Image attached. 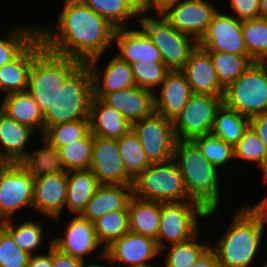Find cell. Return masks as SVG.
Returning <instances> with one entry per match:
<instances>
[{
    "label": "cell",
    "mask_w": 267,
    "mask_h": 267,
    "mask_svg": "<svg viewBox=\"0 0 267 267\" xmlns=\"http://www.w3.org/2000/svg\"><path fill=\"white\" fill-rule=\"evenodd\" d=\"M62 4L54 25H39V36L46 49L87 63L95 57L104 56L107 49L115 46L116 27L106 18L82 0H64Z\"/></svg>",
    "instance_id": "1"
},
{
    "label": "cell",
    "mask_w": 267,
    "mask_h": 267,
    "mask_svg": "<svg viewBox=\"0 0 267 267\" xmlns=\"http://www.w3.org/2000/svg\"><path fill=\"white\" fill-rule=\"evenodd\" d=\"M234 212L226 231L210 244V249L221 267H253L259 260L266 228L244 204ZM264 262L261 267L266 266L267 259Z\"/></svg>",
    "instance_id": "2"
},
{
    "label": "cell",
    "mask_w": 267,
    "mask_h": 267,
    "mask_svg": "<svg viewBox=\"0 0 267 267\" xmlns=\"http://www.w3.org/2000/svg\"><path fill=\"white\" fill-rule=\"evenodd\" d=\"M173 160L177 163L189 196L207 210L222 204V169L210 163L191 140H177Z\"/></svg>",
    "instance_id": "3"
},
{
    "label": "cell",
    "mask_w": 267,
    "mask_h": 267,
    "mask_svg": "<svg viewBox=\"0 0 267 267\" xmlns=\"http://www.w3.org/2000/svg\"><path fill=\"white\" fill-rule=\"evenodd\" d=\"M93 93L92 72L82 63L57 92L54 104L43 114L44 131L60 123L89 120Z\"/></svg>",
    "instance_id": "4"
},
{
    "label": "cell",
    "mask_w": 267,
    "mask_h": 267,
    "mask_svg": "<svg viewBox=\"0 0 267 267\" xmlns=\"http://www.w3.org/2000/svg\"><path fill=\"white\" fill-rule=\"evenodd\" d=\"M81 64L76 59L60 56L46 48L35 57L29 71L27 92L42 114L54 104L60 87Z\"/></svg>",
    "instance_id": "5"
},
{
    "label": "cell",
    "mask_w": 267,
    "mask_h": 267,
    "mask_svg": "<svg viewBox=\"0 0 267 267\" xmlns=\"http://www.w3.org/2000/svg\"><path fill=\"white\" fill-rule=\"evenodd\" d=\"M219 209L207 210L198 201L161 202V218L156 239L159 250L194 237L201 230L202 219L208 220L214 213L217 215Z\"/></svg>",
    "instance_id": "6"
},
{
    "label": "cell",
    "mask_w": 267,
    "mask_h": 267,
    "mask_svg": "<svg viewBox=\"0 0 267 267\" xmlns=\"http://www.w3.org/2000/svg\"><path fill=\"white\" fill-rule=\"evenodd\" d=\"M150 12L142 10L137 25L159 49L166 67L170 71H181L191 53L198 47V42L190 35L176 30L158 11H152V14Z\"/></svg>",
    "instance_id": "7"
},
{
    "label": "cell",
    "mask_w": 267,
    "mask_h": 267,
    "mask_svg": "<svg viewBox=\"0 0 267 267\" xmlns=\"http://www.w3.org/2000/svg\"><path fill=\"white\" fill-rule=\"evenodd\" d=\"M133 193L136 198L155 202L195 201L189 196L173 159L152 163L134 180Z\"/></svg>",
    "instance_id": "8"
},
{
    "label": "cell",
    "mask_w": 267,
    "mask_h": 267,
    "mask_svg": "<svg viewBox=\"0 0 267 267\" xmlns=\"http://www.w3.org/2000/svg\"><path fill=\"white\" fill-rule=\"evenodd\" d=\"M223 103L249 118L267 113V62H253L225 88Z\"/></svg>",
    "instance_id": "9"
},
{
    "label": "cell",
    "mask_w": 267,
    "mask_h": 267,
    "mask_svg": "<svg viewBox=\"0 0 267 267\" xmlns=\"http://www.w3.org/2000/svg\"><path fill=\"white\" fill-rule=\"evenodd\" d=\"M34 177L20 164L0 167V222L16 218L25 209L33 211Z\"/></svg>",
    "instance_id": "10"
},
{
    "label": "cell",
    "mask_w": 267,
    "mask_h": 267,
    "mask_svg": "<svg viewBox=\"0 0 267 267\" xmlns=\"http://www.w3.org/2000/svg\"><path fill=\"white\" fill-rule=\"evenodd\" d=\"M223 104V96L193 94L184 109L171 120L177 140L210 134Z\"/></svg>",
    "instance_id": "11"
},
{
    "label": "cell",
    "mask_w": 267,
    "mask_h": 267,
    "mask_svg": "<svg viewBox=\"0 0 267 267\" xmlns=\"http://www.w3.org/2000/svg\"><path fill=\"white\" fill-rule=\"evenodd\" d=\"M214 4L212 0H173L157 11L176 30L199 42L220 8Z\"/></svg>",
    "instance_id": "12"
},
{
    "label": "cell",
    "mask_w": 267,
    "mask_h": 267,
    "mask_svg": "<svg viewBox=\"0 0 267 267\" xmlns=\"http://www.w3.org/2000/svg\"><path fill=\"white\" fill-rule=\"evenodd\" d=\"M151 163L173 159L177 138L171 120L154 112L151 116L132 124Z\"/></svg>",
    "instance_id": "13"
},
{
    "label": "cell",
    "mask_w": 267,
    "mask_h": 267,
    "mask_svg": "<svg viewBox=\"0 0 267 267\" xmlns=\"http://www.w3.org/2000/svg\"><path fill=\"white\" fill-rule=\"evenodd\" d=\"M68 219L63 222L62 226L65 225V227L64 231L61 230V235L60 232L59 235L55 233L53 245L61 252L85 262L97 254L98 256H105V249L97 239L94 223L80 215H69Z\"/></svg>",
    "instance_id": "14"
},
{
    "label": "cell",
    "mask_w": 267,
    "mask_h": 267,
    "mask_svg": "<svg viewBox=\"0 0 267 267\" xmlns=\"http://www.w3.org/2000/svg\"><path fill=\"white\" fill-rule=\"evenodd\" d=\"M198 46L207 52L248 55L242 35V21L219 9Z\"/></svg>",
    "instance_id": "15"
},
{
    "label": "cell",
    "mask_w": 267,
    "mask_h": 267,
    "mask_svg": "<svg viewBox=\"0 0 267 267\" xmlns=\"http://www.w3.org/2000/svg\"><path fill=\"white\" fill-rule=\"evenodd\" d=\"M89 169L97 177L100 185L133 186L134 184L120 156L118 139L94 136Z\"/></svg>",
    "instance_id": "16"
},
{
    "label": "cell",
    "mask_w": 267,
    "mask_h": 267,
    "mask_svg": "<svg viewBox=\"0 0 267 267\" xmlns=\"http://www.w3.org/2000/svg\"><path fill=\"white\" fill-rule=\"evenodd\" d=\"M105 256L107 262L104 263L113 267L115 264L118 267H121V264L123 267L146 265L155 263L157 257L161 259L156 240L131 231L106 247Z\"/></svg>",
    "instance_id": "17"
},
{
    "label": "cell",
    "mask_w": 267,
    "mask_h": 267,
    "mask_svg": "<svg viewBox=\"0 0 267 267\" xmlns=\"http://www.w3.org/2000/svg\"><path fill=\"white\" fill-rule=\"evenodd\" d=\"M66 197L67 171L34 178L33 210L41 214V217L62 223L66 214Z\"/></svg>",
    "instance_id": "18"
},
{
    "label": "cell",
    "mask_w": 267,
    "mask_h": 267,
    "mask_svg": "<svg viewBox=\"0 0 267 267\" xmlns=\"http://www.w3.org/2000/svg\"><path fill=\"white\" fill-rule=\"evenodd\" d=\"M102 56L87 62L92 72L93 93L108 94L136 86L132 66L116 54L108 62L100 66ZM100 66V67H99Z\"/></svg>",
    "instance_id": "19"
},
{
    "label": "cell",
    "mask_w": 267,
    "mask_h": 267,
    "mask_svg": "<svg viewBox=\"0 0 267 267\" xmlns=\"http://www.w3.org/2000/svg\"><path fill=\"white\" fill-rule=\"evenodd\" d=\"M94 97L120 112L131 125L155 112L154 93L138 86Z\"/></svg>",
    "instance_id": "20"
},
{
    "label": "cell",
    "mask_w": 267,
    "mask_h": 267,
    "mask_svg": "<svg viewBox=\"0 0 267 267\" xmlns=\"http://www.w3.org/2000/svg\"><path fill=\"white\" fill-rule=\"evenodd\" d=\"M181 72L194 94L224 96L225 89L219 82L210 54L203 48L198 46L191 53Z\"/></svg>",
    "instance_id": "21"
},
{
    "label": "cell",
    "mask_w": 267,
    "mask_h": 267,
    "mask_svg": "<svg viewBox=\"0 0 267 267\" xmlns=\"http://www.w3.org/2000/svg\"><path fill=\"white\" fill-rule=\"evenodd\" d=\"M113 43L118 50L114 54L130 65L139 60L162 61L159 49L140 26L116 28Z\"/></svg>",
    "instance_id": "22"
},
{
    "label": "cell",
    "mask_w": 267,
    "mask_h": 267,
    "mask_svg": "<svg viewBox=\"0 0 267 267\" xmlns=\"http://www.w3.org/2000/svg\"><path fill=\"white\" fill-rule=\"evenodd\" d=\"M193 94L184 74L170 71L154 92L155 112L172 120L184 109Z\"/></svg>",
    "instance_id": "23"
},
{
    "label": "cell",
    "mask_w": 267,
    "mask_h": 267,
    "mask_svg": "<svg viewBox=\"0 0 267 267\" xmlns=\"http://www.w3.org/2000/svg\"><path fill=\"white\" fill-rule=\"evenodd\" d=\"M36 136L33 129L18 123L0 110V158L4 162H20L35 145L32 137L37 139Z\"/></svg>",
    "instance_id": "24"
},
{
    "label": "cell",
    "mask_w": 267,
    "mask_h": 267,
    "mask_svg": "<svg viewBox=\"0 0 267 267\" xmlns=\"http://www.w3.org/2000/svg\"><path fill=\"white\" fill-rule=\"evenodd\" d=\"M40 218L41 217H38L39 220H31L30 216L27 221L24 219L21 221L19 217V222L17 218H13L0 222V225L12 236L14 242L24 252L28 253L30 256L37 255L45 252L43 249L45 250L44 247L47 246H45L44 243L48 246L53 244V236L51 237V234L48 233V230L51 229L48 227L50 225L47 221L48 218ZM44 238H46V240L48 239V244L44 241Z\"/></svg>",
    "instance_id": "25"
},
{
    "label": "cell",
    "mask_w": 267,
    "mask_h": 267,
    "mask_svg": "<svg viewBox=\"0 0 267 267\" xmlns=\"http://www.w3.org/2000/svg\"><path fill=\"white\" fill-rule=\"evenodd\" d=\"M38 36L15 60L0 67V93L25 92L28 89L29 71L35 57L44 49Z\"/></svg>",
    "instance_id": "26"
},
{
    "label": "cell",
    "mask_w": 267,
    "mask_h": 267,
    "mask_svg": "<svg viewBox=\"0 0 267 267\" xmlns=\"http://www.w3.org/2000/svg\"><path fill=\"white\" fill-rule=\"evenodd\" d=\"M133 196V186L100 185L80 216L94 222L105 213L128 210L129 202Z\"/></svg>",
    "instance_id": "27"
},
{
    "label": "cell",
    "mask_w": 267,
    "mask_h": 267,
    "mask_svg": "<svg viewBox=\"0 0 267 267\" xmlns=\"http://www.w3.org/2000/svg\"><path fill=\"white\" fill-rule=\"evenodd\" d=\"M89 120L93 136L120 139L132 129V125L120 112L94 96L90 104Z\"/></svg>",
    "instance_id": "28"
},
{
    "label": "cell",
    "mask_w": 267,
    "mask_h": 267,
    "mask_svg": "<svg viewBox=\"0 0 267 267\" xmlns=\"http://www.w3.org/2000/svg\"><path fill=\"white\" fill-rule=\"evenodd\" d=\"M2 98V99H1ZM1 110L18 123L33 129L38 136L44 133V117L34 98L27 92L0 97ZM3 100V101H2Z\"/></svg>",
    "instance_id": "29"
},
{
    "label": "cell",
    "mask_w": 267,
    "mask_h": 267,
    "mask_svg": "<svg viewBox=\"0 0 267 267\" xmlns=\"http://www.w3.org/2000/svg\"><path fill=\"white\" fill-rule=\"evenodd\" d=\"M99 186L97 177L90 169L68 171L65 211L80 215Z\"/></svg>",
    "instance_id": "30"
},
{
    "label": "cell",
    "mask_w": 267,
    "mask_h": 267,
    "mask_svg": "<svg viewBox=\"0 0 267 267\" xmlns=\"http://www.w3.org/2000/svg\"><path fill=\"white\" fill-rule=\"evenodd\" d=\"M128 213L131 232L157 239L161 202L142 200L133 196L128 205Z\"/></svg>",
    "instance_id": "31"
},
{
    "label": "cell",
    "mask_w": 267,
    "mask_h": 267,
    "mask_svg": "<svg viewBox=\"0 0 267 267\" xmlns=\"http://www.w3.org/2000/svg\"><path fill=\"white\" fill-rule=\"evenodd\" d=\"M90 9L106 18L116 28L132 27L142 11L139 0H82ZM136 18V20H135ZM133 20L132 22L129 21ZM135 20V21H134ZM131 23V24H128Z\"/></svg>",
    "instance_id": "32"
},
{
    "label": "cell",
    "mask_w": 267,
    "mask_h": 267,
    "mask_svg": "<svg viewBox=\"0 0 267 267\" xmlns=\"http://www.w3.org/2000/svg\"><path fill=\"white\" fill-rule=\"evenodd\" d=\"M36 148L30 149L20 164L34 177L66 172L59 150L42 136ZM41 143V144H40Z\"/></svg>",
    "instance_id": "33"
},
{
    "label": "cell",
    "mask_w": 267,
    "mask_h": 267,
    "mask_svg": "<svg viewBox=\"0 0 267 267\" xmlns=\"http://www.w3.org/2000/svg\"><path fill=\"white\" fill-rule=\"evenodd\" d=\"M199 231L194 237L180 243L168 245L160 250L164 267H192L198 259L210 248L212 242L199 239ZM202 242H201V241Z\"/></svg>",
    "instance_id": "34"
},
{
    "label": "cell",
    "mask_w": 267,
    "mask_h": 267,
    "mask_svg": "<svg viewBox=\"0 0 267 267\" xmlns=\"http://www.w3.org/2000/svg\"><path fill=\"white\" fill-rule=\"evenodd\" d=\"M7 32L0 36V67L15 60L39 36V24H16Z\"/></svg>",
    "instance_id": "35"
},
{
    "label": "cell",
    "mask_w": 267,
    "mask_h": 267,
    "mask_svg": "<svg viewBox=\"0 0 267 267\" xmlns=\"http://www.w3.org/2000/svg\"><path fill=\"white\" fill-rule=\"evenodd\" d=\"M250 127V118L226 107L217 111L211 134L233 147Z\"/></svg>",
    "instance_id": "36"
},
{
    "label": "cell",
    "mask_w": 267,
    "mask_h": 267,
    "mask_svg": "<svg viewBox=\"0 0 267 267\" xmlns=\"http://www.w3.org/2000/svg\"><path fill=\"white\" fill-rule=\"evenodd\" d=\"M118 147L125 170L133 180L152 164L132 129L118 139Z\"/></svg>",
    "instance_id": "37"
},
{
    "label": "cell",
    "mask_w": 267,
    "mask_h": 267,
    "mask_svg": "<svg viewBox=\"0 0 267 267\" xmlns=\"http://www.w3.org/2000/svg\"><path fill=\"white\" fill-rule=\"evenodd\" d=\"M221 86L225 89L236 81L254 62L249 55L208 52Z\"/></svg>",
    "instance_id": "38"
},
{
    "label": "cell",
    "mask_w": 267,
    "mask_h": 267,
    "mask_svg": "<svg viewBox=\"0 0 267 267\" xmlns=\"http://www.w3.org/2000/svg\"><path fill=\"white\" fill-rule=\"evenodd\" d=\"M244 160L245 164L256 163L262 172L263 186L267 185V150L259 136L249 127L234 146V160Z\"/></svg>",
    "instance_id": "39"
},
{
    "label": "cell",
    "mask_w": 267,
    "mask_h": 267,
    "mask_svg": "<svg viewBox=\"0 0 267 267\" xmlns=\"http://www.w3.org/2000/svg\"><path fill=\"white\" fill-rule=\"evenodd\" d=\"M242 35L249 57L254 62H267V18L242 21Z\"/></svg>",
    "instance_id": "40"
},
{
    "label": "cell",
    "mask_w": 267,
    "mask_h": 267,
    "mask_svg": "<svg viewBox=\"0 0 267 267\" xmlns=\"http://www.w3.org/2000/svg\"><path fill=\"white\" fill-rule=\"evenodd\" d=\"M93 223L97 239L104 249L130 231L128 210L105 213Z\"/></svg>",
    "instance_id": "41"
},
{
    "label": "cell",
    "mask_w": 267,
    "mask_h": 267,
    "mask_svg": "<svg viewBox=\"0 0 267 267\" xmlns=\"http://www.w3.org/2000/svg\"><path fill=\"white\" fill-rule=\"evenodd\" d=\"M90 132V120H79L49 126L42 137L58 150L82 140Z\"/></svg>",
    "instance_id": "42"
},
{
    "label": "cell",
    "mask_w": 267,
    "mask_h": 267,
    "mask_svg": "<svg viewBox=\"0 0 267 267\" xmlns=\"http://www.w3.org/2000/svg\"><path fill=\"white\" fill-rule=\"evenodd\" d=\"M191 141L198 147L207 160L219 169H224L226 165L235 163L234 147L219 137L210 133L195 137Z\"/></svg>",
    "instance_id": "43"
},
{
    "label": "cell",
    "mask_w": 267,
    "mask_h": 267,
    "mask_svg": "<svg viewBox=\"0 0 267 267\" xmlns=\"http://www.w3.org/2000/svg\"><path fill=\"white\" fill-rule=\"evenodd\" d=\"M94 136L91 131L76 143L59 149L65 170H88L91 166Z\"/></svg>",
    "instance_id": "44"
},
{
    "label": "cell",
    "mask_w": 267,
    "mask_h": 267,
    "mask_svg": "<svg viewBox=\"0 0 267 267\" xmlns=\"http://www.w3.org/2000/svg\"><path fill=\"white\" fill-rule=\"evenodd\" d=\"M136 86L155 92L170 70L162 61L139 60L131 64Z\"/></svg>",
    "instance_id": "45"
},
{
    "label": "cell",
    "mask_w": 267,
    "mask_h": 267,
    "mask_svg": "<svg viewBox=\"0 0 267 267\" xmlns=\"http://www.w3.org/2000/svg\"><path fill=\"white\" fill-rule=\"evenodd\" d=\"M29 259L30 255L24 252L0 225V267H27Z\"/></svg>",
    "instance_id": "46"
},
{
    "label": "cell",
    "mask_w": 267,
    "mask_h": 267,
    "mask_svg": "<svg viewBox=\"0 0 267 267\" xmlns=\"http://www.w3.org/2000/svg\"><path fill=\"white\" fill-rule=\"evenodd\" d=\"M228 4V11L231 8L228 13L231 12L230 14L238 20L244 21L260 17V0H230Z\"/></svg>",
    "instance_id": "47"
},
{
    "label": "cell",
    "mask_w": 267,
    "mask_h": 267,
    "mask_svg": "<svg viewBox=\"0 0 267 267\" xmlns=\"http://www.w3.org/2000/svg\"><path fill=\"white\" fill-rule=\"evenodd\" d=\"M85 261L65 254L53 245V267H82Z\"/></svg>",
    "instance_id": "48"
},
{
    "label": "cell",
    "mask_w": 267,
    "mask_h": 267,
    "mask_svg": "<svg viewBox=\"0 0 267 267\" xmlns=\"http://www.w3.org/2000/svg\"><path fill=\"white\" fill-rule=\"evenodd\" d=\"M250 127L262 140L267 150V113L251 117Z\"/></svg>",
    "instance_id": "49"
},
{
    "label": "cell",
    "mask_w": 267,
    "mask_h": 267,
    "mask_svg": "<svg viewBox=\"0 0 267 267\" xmlns=\"http://www.w3.org/2000/svg\"><path fill=\"white\" fill-rule=\"evenodd\" d=\"M45 251L46 253L31 255L27 267H53V244Z\"/></svg>",
    "instance_id": "50"
},
{
    "label": "cell",
    "mask_w": 267,
    "mask_h": 267,
    "mask_svg": "<svg viewBox=\"0 0 267 267\" xmlns=\"http://www.w3.org/2000/svg\"><path fill=\"white\" fill-rule=\"evenodd\" d=\"M247 209L263 224L267 226V194L255 204L244 203Z\"/></svg>",
    "instance_id": "51"
},
{
    "label": "cell",
    "mask_w": 267,
    "mask_h": 267,
    "mask_svg": "<svg viewBox=\"0 0 267 267\" xmlns=\"http://www.w3.org/2000/svg\"><path fill=\"white\" fill-rule=\"evenodd\" d=\"M192 267H221L215 253L209 248Z\"/></svg>",
    "instance_id": "52"
},
{
    "label": "cell",
    "mask_w": 267,
    "mask_h": 267,
    "mask_svg": "<svg viewBox=\"0 0 267 267\" xmlns=\"http://www.w3.org/2000/svg\"><path fill=\"white\" fill-rule=\"evenodd\" d=\"M173 0H139L142 10L157 11L167 2Z\"/></svg>",
    "instance_id": "53"
},
{
    "label": "cell",
    "mask_w": 267,
    "mask_h": 267,
    "mask_svg": "<svg viewBox=\"0 0 267 267\" xmlns=\"http://www.w3.org/2000/svg\"><path fill=\"white\" fill-rule=\"evenodd\" d=\"M92 259L93 260L90 259V261H92L93 263L90 261H86V262H84L82 267H107V265L102 263L104 260L106 261V256H96L95 258H92ZM95 259H96V262L94 261ZM100 260H101V262H100Z\"/></svg>",
    "instance_id": "54"
},
{
    "label": "cell",
    "mask_w": 267,
    "mask_h": 267,
    "mask_svg": "<svg viewBox=\"0 0 267 267\" xmlns=\"http://www.w3.org/2000/svg\"><path fill=\"white\" fill-rule=\"evenodd\" d=\"M259 15L261 18H267V0H260Z\"/></svg>",
    "instance_id": "55"
},
{
    "label": "cell",
    "mask_w": 267,
    "mask_h": 267,
    "mask_svg": "<svg viewBox=\"0 0 267 267\" xmlns=\"http://www.w3.org/2000/svg\"><path fill=\"white\" fill-rule=\"evenodd\" d=\"M156 263H149V264H146V265H135V266H128V267H155L154 265H155Z\"/></svg>",
    "instance_id": "56"
},
{
    "label": "cell",
    "mask_w": 267,
    "mask_h": 267,
    "mask_svg": "<svg viewBox=\"0 0 267 267\" xmlns=\"http://www.w3.org/2000/svg\"><path fill=\"white\" fill-rule=\"evenodd\" d=\"M5 162L0 158V167L4 164Z\"/></svg>",
    "instance_id": "57"
}]
</instances>
